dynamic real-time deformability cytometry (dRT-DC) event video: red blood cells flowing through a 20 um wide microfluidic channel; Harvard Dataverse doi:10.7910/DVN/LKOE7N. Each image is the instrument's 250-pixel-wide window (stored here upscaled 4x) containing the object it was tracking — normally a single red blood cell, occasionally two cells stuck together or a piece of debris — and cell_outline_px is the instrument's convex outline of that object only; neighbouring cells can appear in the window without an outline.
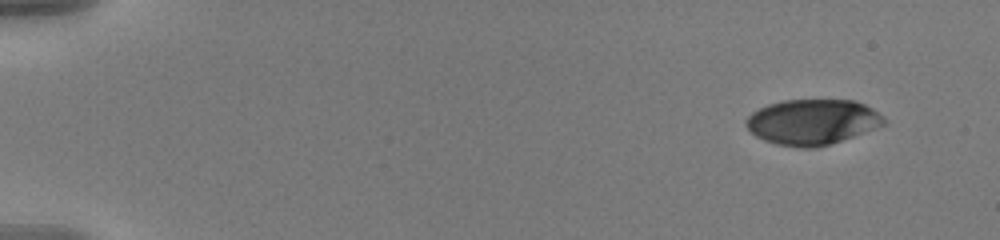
{"species": "human", "species_latin": "Homo sapiens", "temperature_condition": "warm", "stored_images_in_passage": 53, "camera_frame_rate_fps": 3000, "um_per_image_px": 0.085, "donor": {"sex": "male"}, "frame": {"image": 1, "passage_image": 1, "time_ms": 0.0, "image_size_px": [1000, 240], "cell_outline_px": [[884, 124], [852, 136], [828, 144], [812, 148], [800, 148], [776, 144], [764, 140], [756, 136], [744, 124], [744, 120], [752, 112], [768, 104], [784, 100], [852, 100], [864, 104], [872, 108], [884, 120]], "centroid_in_image_um": [68.98, 10.36], "position_along_channel_um": 16.0, "area_um2": 35.95}}
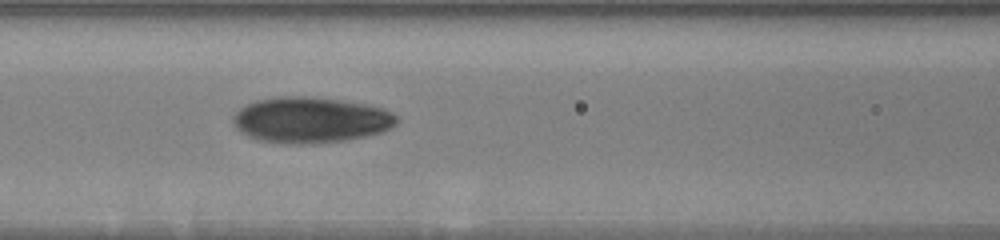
{"frame": {"image": 2, "passage_image": 23, "time_ms": 7.333, "image_size_px": [1000, 240], "cell_outline_px": [[400, 120], [392, 128], [380, 132], [364, 136], [344, 140], [316, 144], [284, 144], [256, 140], [240, 132], [236, 128], [232, 120], [232, 116], [240, 108], [256, 100], [280, 96], [308, 96], [344, 100], [368, 104], [384, 108], [392, 112]], "centroid_in_image_um": [26.4, 10.2], "position_along_channel_um": 140.2, "area_um2": 44.27}}
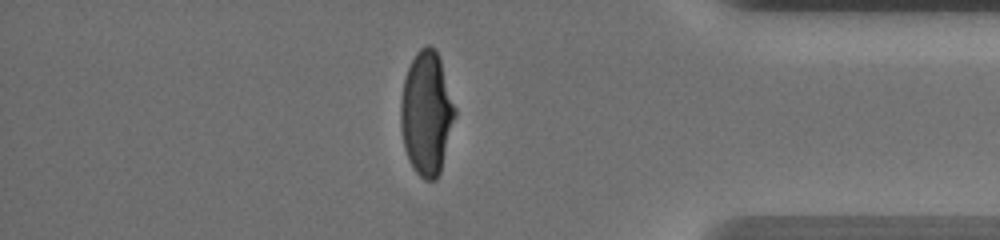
{"frame": {"image": 3, "passage_image": 46, "time_ms": 15.0, "image_size_px": [1000, 240], "cell_outline_px": [[456, 116], [440, 172], [436, 180], [424, 180], [416, 172], [408, 160], [404, 148], [400, 128], [400, 100], [404, 76], [416, 52], [420, 48], [428, 44], [436, 48], [456, 108]], "centroid_in_image_um": [36.24, 9.63], "position_along_channel_um": 399.0, "area_um2": 39.42}, "authors_computed_cell_mechanics": {"area_um2": 39.4196, "velocity_mm_per_s": 3.6373, "shape_relaxation_time_tau1_ms": 5.4814, "shape_relaxation_time_tau2_ms": 0.9799, "deformation_change_tau1": 0.2288, "deformation_change_tau2": 0.0546}}